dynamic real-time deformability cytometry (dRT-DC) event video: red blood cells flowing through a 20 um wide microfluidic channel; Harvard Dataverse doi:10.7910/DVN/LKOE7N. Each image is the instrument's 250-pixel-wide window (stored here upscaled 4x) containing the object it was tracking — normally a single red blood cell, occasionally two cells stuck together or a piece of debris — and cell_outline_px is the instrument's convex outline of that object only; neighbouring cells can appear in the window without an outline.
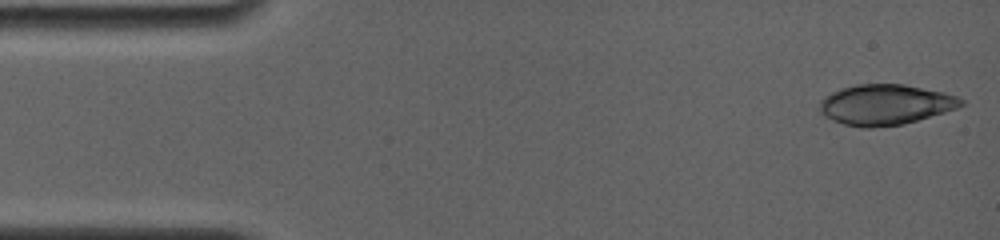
{"species": "common noctule bat (a hibernating species)", "species_latin": "Nyctalus noctula", "temperature_condition": "room temperature", "stored_images_in_passage": 5, "camera_frame_rate_fps": 4000, "um_per_image_px": 0.085, "animal": {"sex": "female", "body_mass_g": 19.0, "forearm_length_mm": 56.7}, "frame": {"image": 1, "passage_image": 1, "time_ms": 0.0, "image_size_px": [1000, 240], "cell_outline_px": [[964, 104], [956, 108], [944, 112], [904, 124], [868, 128], [860, 128], [844, 124], [832, 120], [820, 108], [820, 100], [824, 96], [840, 88], [856, 84], [904, 84], [944, 92], [956, 96], [964, 100]], "centroid_in_image_um": [75.26, 8.89], "position_along_channel_um": 9.7, "area_um2": 33.18}}